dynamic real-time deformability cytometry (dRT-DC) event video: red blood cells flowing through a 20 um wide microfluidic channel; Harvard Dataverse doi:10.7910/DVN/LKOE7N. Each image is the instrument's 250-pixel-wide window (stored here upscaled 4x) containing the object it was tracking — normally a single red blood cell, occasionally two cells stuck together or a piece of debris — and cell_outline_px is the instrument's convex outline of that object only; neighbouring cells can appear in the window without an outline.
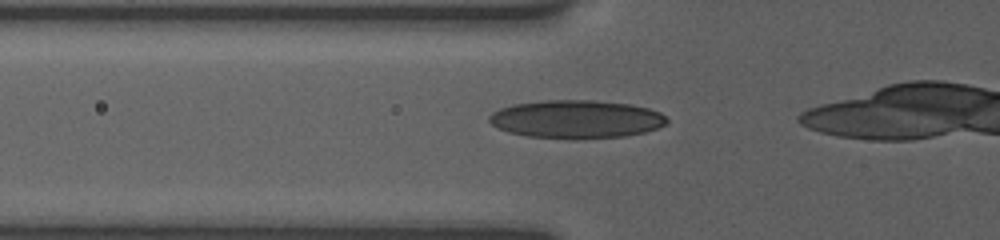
{"species": "human", "species_latin": "Homo sapiens", "temperature_condition": "room temperature", "stored_images_in_passage": 39, "camera_frame_rate_fps": 3000, "um_per_image_px": 0.085, "donor": {"sex": "female"}, "frame": {"image": 1, "passage_image": 12, "time_ms": 4.333, "image_size_px": [1000, 240], "cell_outline_px": [[668, 120], [664, 124], [656, 128], [644, 132], [624, 136], [576, 140], [572, 140], [528, 136], [508, 132], [492, 124], [488, 120], [488, 116], [492, 112], [500, 108], [512, 104], [548, 100], [592, 100], [632, 104], [648, 108], [660, 112]], "centroid_in_image_um": [48.96, 10.14], "position_along_channel_um": 76.8, "area_um2": 39.77}}
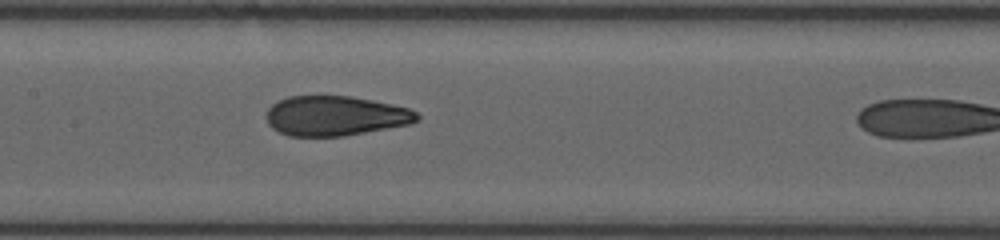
{"frame": {"image": 2, "passage_image": 20, "time_ms": 7.0, "image_size_px": [1000, 240], "cell_outline_px": [[420, 120], [412, 124], [344, 136], [288, 136], [272, 128], [268, 124], [268, 108], [272, 104], [288, 96], [352, 96], [392, 104], [408, 108], [416, 112], [420, 116]], "centroid_in_image_um": [28.54, 9.85], "position_along_channel_um": 178.9, "area_um2": 35.03}}
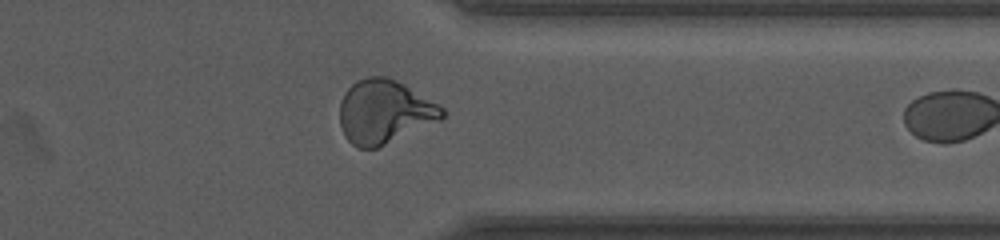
{"frame": {"image": 3, "passage_image": 35, "time_ms": 12.333, "image_size_px": [1000, 240], "cell_outline_px": [[444, 116], [440, 120], [376, 148], [356, 148], [344, 136], [340, 124], [340, 100], [344, 92], [356, 80], [368, 76], [388, 76], [404, 84], [444, 108]], "centroid_in_image_um": [32.63, 9.49], "position_along_channel_um": 378.8, "area_um2": 37.86}, "authors_computed_cell_mechanics": {"area_um2": 36.5874, "velocity_mm_per_s": 3.8021, "shape_relaxation_time_tau1_ms": 6.9619, "shape_relaxation_time_tau2_ms": 0.9429, "deformation_change_tau1": 0.2277, "deformation_change_tau2": 0.0668}}